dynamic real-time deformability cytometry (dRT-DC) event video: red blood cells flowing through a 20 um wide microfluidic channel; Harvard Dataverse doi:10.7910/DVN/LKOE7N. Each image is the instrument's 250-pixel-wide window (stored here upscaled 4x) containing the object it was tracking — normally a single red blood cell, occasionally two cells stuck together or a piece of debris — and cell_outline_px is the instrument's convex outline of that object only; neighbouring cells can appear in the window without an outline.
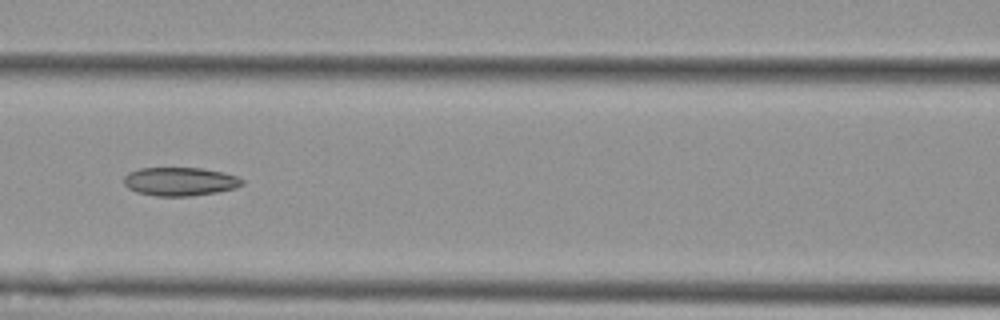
{"species": "Egyptian fruit bat (a non-hibernating species)", "species_latin": "Rousettus aegyptiacus", "temperature_condition": "cold", "stored_images_in_passage": 5, "camera_frame_rate_fps": 3000, "um_per_image_px": 0.085, "animal": {"sex": "female"}, "frame": {"image": 1, "passage_image": 4, "time_ms": 3.667, "image_size_px": [1000, 320], "cell_outline_px": [[244, 184], [236, 188], [216, 192], [188, 196], [156, 196], [136, 192], [128, 188], [124, 184], [124, 176], [128, 172], [140, 168], [204, 168], [224, 172], [236, 176], [244, 180]], "centroid_in_image_um": [15.3, 15.42], "position_along_channel_um": 151.3, "area_um2": 19.77}}
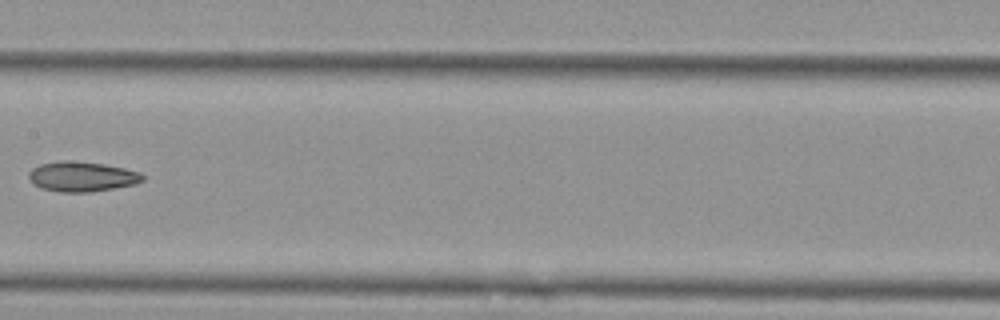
{"frame": {"image": 2, "passage_image": 5, "time_ms": 5.0, "image_size_px": [1000, 320], "cell_outline_px": [[144, 180], [136, 184], [88, 192], [64, 192], [40, 188], [32, 184], [28, 176], [28, 172], [32, 168], [40, 164], [60, 160], [68, 160], [104, 164], [124, 168], [140, 172], [144, 176]], "centroid_in_image_um": [6.93, 15.0], "position_along_channel_um": 200.5, "area_um2": 19.94}}